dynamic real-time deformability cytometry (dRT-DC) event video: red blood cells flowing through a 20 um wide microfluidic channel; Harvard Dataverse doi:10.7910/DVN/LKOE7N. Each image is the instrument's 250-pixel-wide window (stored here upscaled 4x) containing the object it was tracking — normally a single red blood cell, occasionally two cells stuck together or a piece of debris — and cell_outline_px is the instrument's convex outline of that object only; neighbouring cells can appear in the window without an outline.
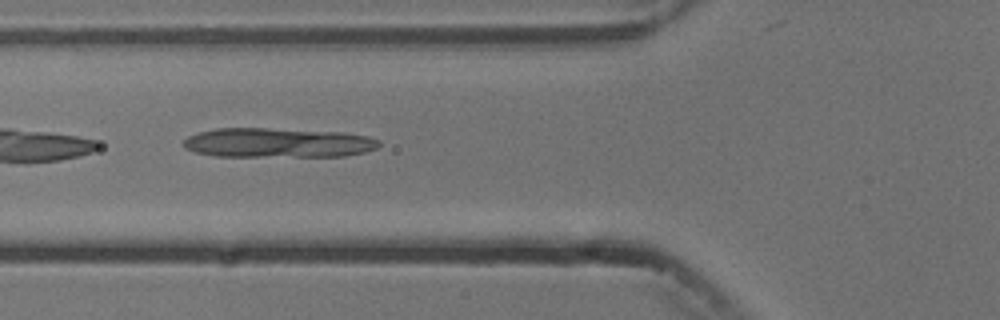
{"species": "common noctule bat (a hibernating species)", "species_latin": "Nyctalus noctula", "temperature_condition": "cold", "stored_images_in_passage": 8, "camera_frame_rate_fps": 3000, "um_per_image_px": 0.085, "animal": {"sex": "male", "body_mass_g": 13.3}, "frame": {"image": 1, "passage_image": 4, "time_ms": 3.333, "image_size_px": [1000, 320], "cell_outline_px": [[380, 144], [376, 148], [364, 152], [344, 156], [216, 156], [196, 152], [184, 148], [184, 140], [188, 136], [196, 132], [216, 128], [264, 128], [344, 132], [368, 136], [380, 140]], "centroid_in_image_um": [23.61, 12.13], "position_along_channel_um": 102.2, "area_um2": 33.76}}
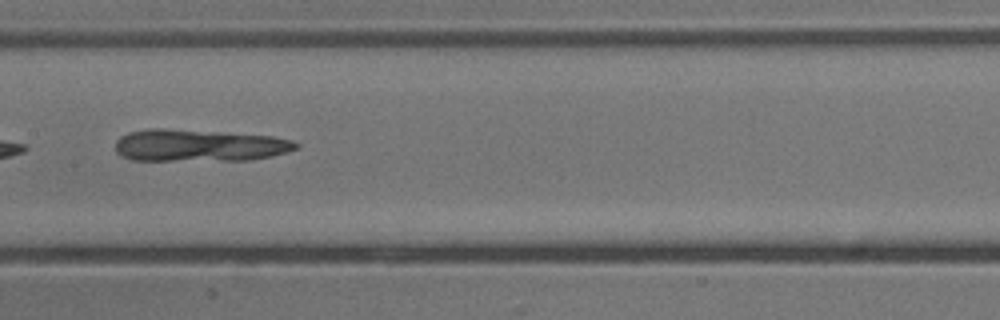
{"frame": {"image": 2, "passage_image": 6, "time_ms": 5.667, "image_size_px": [1000, 320], "cell_outline_px": [[300, 144], [296, 148], [272, 156], [248, 160], [132, 160], [120, 156], [116, 152], [116, 140], [120, 136], [128, 132], [148, 128], [164, 128], [220, 132], [272, 136], [292, 140]], "centroid_in_image_um": [16.87, 12.36], "position_along_channel_um": 190.5, "area_um2": 33.81}}
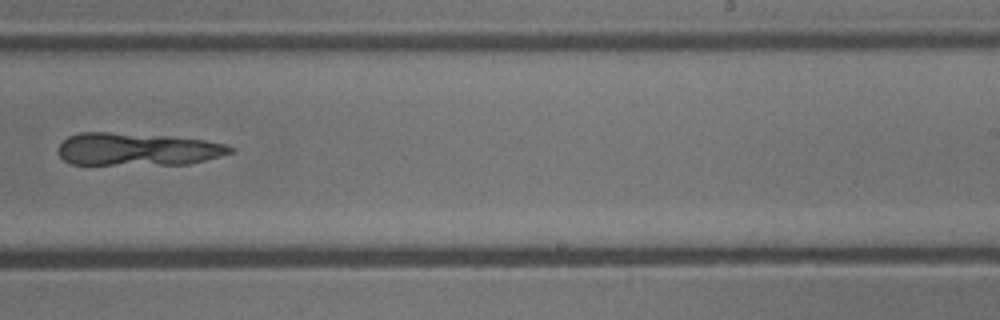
{"frame": {"image": 3, "passage_image": 8, "time_ms": 8.0, "image_size_px": [1000, 320], "cell_outline_px": [[236, 148], [232, 152], [220, 156], [188, 164], [72, 164], [64, 160], [56, 152], [60, 144], [68, 136], [80, 132], [108, 132], [168, 136], [204, 140], [228, 144]], "centroid_in_image_um": [11.68, 12.68], "position_along_channel_um": 277.3, "area_um2": 32.77}}